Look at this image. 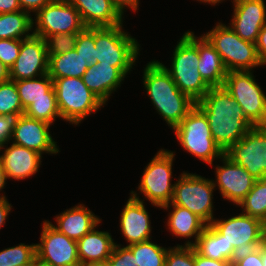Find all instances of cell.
Instances as JSON below:
<instances>
[{"label":"cell","mask_w":266,"mask_h":266,"mask_svg":"<svg viewBox=\"0 0 266 266\" xmlns=\"http://www.w3.org/2000/svg\"><path fill=\"white\" fill-rule=\"evenodd\" d=\"M196 105L206 115L212 137L224 153L254 127L224 86L211 87Z\"/></svg>","instance_id":"cell-1"},{"label":"cell","mask_w":266,"mask_h":266,"mask_svg":"<svg viewBox=\"0 0 266 266\" xmlns=\"http://www.w3.org/2000/svg\"><path fill=\"white\" fill-rule=\"evenodd\" d=\"M143 84L153 106L172 129L196 105V102L180 91L159 61L153 60L146 65Z\"/></svg>","instance_id":"cell-2"},{"label":"cell","mask_w":266,"mask_h":266,"mask_svg":"<svg viewBox=\"0 0 266 266\" xmlns=\"http://www.w3.org/2000/svg\"><path fill=\"white\" fill-rule=\"evenodd\" d=\"M172 65L167 68L180 91L188 95L194 102L200 101L211 86L203 79L199 70L198 37L191 31L183 34L174 48Z\"/></svg>","instance_id":"cell-3"},{"label":"cell","mask_w":266,"mask_h":266,"mask_svg":"<svg viewBox=\"0 0 266 266\" xmlns=\"http://www.w3.org/2000/svg\"><path fill=\"white\" fill-rule=\"evenodd\" d=\"M95 27L96 63L117 67L125 76L131 71L139 55V44L122 28Z\"/></svg>","instance_id":"cell-4"},{"label":"cell","mask_w":266,"mask_h":266,"mask_svg":"<svg viewBox=\"0 0 266 266\" xmlns=\"http://www.w3.org/2000/svg\"><path fill=\"white\" fill-rule=\"evenodd\" d=\"M204 36L220 54L227 71H252V68L264 66L256 44L240 38L230 26L218 22Z\"/></svg>","instance_id":"cell-5"},{"label":"cell","mask_w":266,"mask_h":266,"mask_svg":"<svg viewBox=\"0 0 266 266\" xmlns=\"http://www.w3.org/2000/svg\"><path fill=\"white\" fill-rule=\"evenodd\" d=\"M61 118L78 125L105 104L82 81V78H52Z\"/></svg>","instance_id":"cell-6"},{"label":"cell","mask_w":266,"mask_h":266,"mask_svg":"<svg viewBox=\"0 0 266 266\" xmlns=\"http://www.w3.org/2000/svg\"><path fill=\"white\" fill-rule=\"evenodd\" d=\"M173 130L187 152L210 165L214 159H220L224 155L212 137L206 115L197 105Z\"/></svg>","instance_id":"cell-7"},{"label":"cell","mask_w":266,"mask_h":266,"mask_svg":"<svg viewBox=\"0 0 266 266\" xmlns=\"http://www.w3.org/2000/svg\"><path fill=\"white\" fill-rule=\"evenodd\" d=\"M210 224L224 236L230 262L238 253L258 247L264 240L265 223L244 213L229 219H214Z\"/></svg>","instance_id":"cell-8"},{"label":"cell","mask_w":266,"mask_h":266,"mask_svg":"<svg viewBox=\"0 0 266 266\" xmlns=\"http://www.w3.org/2000/svg\"><path fill=\"white\" fill-rule=\"evenodd\" d=\"M174 154L160 149L145 167L138 186L144 198L157 208L171 203L173 199L175 184L171 183V176Z\"/></svg>","instance_id":"cell-9"},{"label":"cell","mask_w":266,"mask_h":266,"mask_svg":"<svg viewBox=\"0 0 266 266\" xmlns=\"http://www.w3.org/2000/svg\"><path fill=\"white\" fill-rule=\"evenodd\" d=\"M223 86L254 126H266V95L251 71H228Z\"/></svg>","instance_id":"cell-10"},{"label":"cell","mask_w":266,"mask_h":266,"mask_svg":"<svg viewBox=\"0 0 266 266\" xmlns=\"http://www.w3.org/2000/svg\"><path fill=\"white\" fill-rule=\"evenodd\" d=\"M174 184L172 204L188 209L207 224L215 219L213 218L212 202L215 186L211 179L183 172Z\"/></svg>","instance_id":"cell-11"},{"label":"cell","mask_w":266,"mask_h":266,"mask_svg":"<svg viewBox=\"0 0 266 266\" xmlns=\"http://www.w3.org/2000/svg\"><path fill=\"white\" fill-rule=\"evenodd\" d=\"M33 34L42 38L62 33H80L84 25L80 13L68 0H53L36 14Z\"/></svg>","instance_id":"cell-12"},{"label":"cell","mask_w":266,"mask_h":266,"mask_svg":"<svg viewBox=\"0 0 266 266\" xmlns=\"http://www.w3.org/2000/svg\"><path fill=\"white\" fill-rule=\"evenodd\" d=\"M224 155L244 167L256 180L266 178V126L252 127Z\"/></svg>","instance_id":"cell-13"},{"label":"cell","mask_w":266,"mask_h":266,"mask_svg":"<svg viewBox=\"0 0 266 266\" xmlns=\"http://www.w3.org/2000/svg\"><path fill=\"white\" fill-rule=\"evenodd\" d=\"M41 243L36 244V257L50 266H80L77 241L55 229L50 221L43 222Z\"/></svg>","instance_id":"cell-14"},{"label":"cell","mask_w":266,"mask_h":266,"mask_svg":"<svg viewBox=\"0 0 266 266\" xmlns=\"http://www.w3.org/2000/svg\"><path fill=\"white\" fill-rule=\"evenodd\" d=\"M49 57L45 39L32 35L21 40L19 55L10 70V80H25L48 74Z\"/></svg>","instance_id":"cell-15"},{"label":"cell","mask_w":266,"mask_h":266,"mask_svg":"<svg viewBox=\"0 0 266 266\" xmlns=\"http://www.w3.org/2000/svg\"><path fill=\"white\" fill-rule=\"evenodd\" d=\"M220 159L224 165L216 167V181L212 182L215 187L218 186L222 198L238 205L252 189L256 179L227 156L223 155Z\"/></svg>","instance_id":"cell-16"},{"label":"cell","mask_w":266,"mask_h":266,"mask_svg":"<svg viewBox=\"0 0 266 266\" xmlns=\"http://www.w3.org/2000/svg\"><path fill=\"white\" fill-rule=\"evenodd\" d=\"M233 3L230 28L243 40L256 43L260 30L266 25L264 0H233Z\"/></svg>","instance_id":"cell-17"},{"label":"cell","mask_w":266,"mask_h":266,"mask_svg":"<svg viewBox=\"0 0 266 266\" xmlns=\"http://www.w3.org/2000/svg\"><path fill=\"white\" fill-rule=\"evenodd\" d=\"M49 129L50 124L23 114L17 121L11 140H14L13 144L26 147L41 155L45 152L56 154L60 151Z\"/></svg>","instance_id":"cell-18"},{"label":"cell","mask_w":266,"mask_h":266,"mask_svg":"<svg viewBox=\"0 0 266 266\" xmlns=\"http://www.w3.org/2000/svg\"><path fill=\"white\" fill-rule=\"evenodd\" d=\"M120 216V229L129 242L128 245L150 240L151 222L150 215L144 206V201L137 196L135 191H131Z\"/></svg>","instance_id":"cell-19"},{"label":"cell","mask_w":266,"mask_h":266,"mask_svg":"<svg viewBox=\"0 0 266 266\" xmlns=\"http://www.w3.org/2000/svg\"><path fill=\"white\" fill-rule=\"evenodd\" d=\"M80 13L86 27H114L124 17L112 0H68Z\"/></svg>","instance_id":"cell-20"},{"label":"cell","mask_w":266,"mask_h":266,"mask_svg":"<svg viewBox=\"0 0 266 266\" xmlns=\"http://www.w3.org/2000/svg\"><path fill=\"white\" fill-rule=\"evenodd\" d=\"M0 156L7 179L18 181L33 176L38 171L42 159L38 152L13 143L4 149Z\"/></svg>","instance_id":"cell-21"},{"label":"cell","mask_w":266,"mask_h":266,"mask_svg":"<svg viewBox=\"0 0 266 266\" xmlns=\"http://www.w3.org/2000/svg\"><path fill=\"white\" fill-rule=\"evenodd\" d=\"M55 218L57 225L52 224L53 227L75 241L101 223L100 218L83 204L67 209Z\"/></svg>","instance_id":"cell-22"},{"label":"cell","mask_w":266,"mask_h":266,"mask_svg":"<svg viewBox=\"0 0 266 266\" xmlns=\"http://www.w3.org/2000/svg\"><path fill=\"white\" fill-rule=\"evenodd\" d=\"M126 76L112 65H89L83 74L82 81L104 104L113 91L121 86Z\"/></svg>","instance_id":"cell-23"},{"label":"cell","mask_w":266,"mask_h":266,"mask_svg":"<svg viewBox=\"0 0 266 266\" xmlns=\"http://www.w3.org/2000/svg\"><path fill=\"white\" fill-rule=\"evenodd\" d=\"M93 228L77 241L80 264L105 263L112 254L115 242L109 232Z\"/></svg>","instance_id":"cell-24"},{"label":"cell","mask_w":266,"mask_h":266,"mask_svg":"<svg viewBox=\"0 0 266 266\" xmlns=\"http://www.w3.org/2000/svg\"><path fill=\"white\" fill-rule=\"evenodd\" d=\"M171 206L173 210L168 215V229H170V232L177 237H185L189 239L195 237L194 242L188 240L184 243L185 246H194L208 224L198 215L178 205L168 203L160 208L168 210Z\"/></svg>","instance_id":"cell-25"},{"label":"cell","mask_w":266,"mask_h":266,"mask_svg":"<svg viewBox=\"0 0 266 266\" xmlns=\"http://www.w3.org/2000/svg\"><path fill=\"white\" fill-rule=\"evenodd\" d=\"M198 52V70L203 79L211 87L223 86L228 71L220 54L204 35L198 38Z\"/></svg>","instance_id":"cell-26"},{"label":"cell","mask_w":266,"mask_h":266,"mask_svg":"<svg viewBox=\"0 0 266 266\" xmlns=\"http://www.w3.org/2000/svg\"><path fill=\"white\" fill-rule=\"evenodd\" d=\"M48 57V75L51 78H81L89 67L87 61L80 54H77L75 49Z\"/></svg>","instance_id":"cell-27"},{"label":"cell","mask_w":266,"mask_h":266,"mask_svg":"<svg viewBox=\"0 0 266 266\" xmlns=\"http://www.w3.org/2000/svg\"><path fill=\"white\" fill-rule=\"evenodd\" d=\"M15 85L24 110L35 100L56 98L53 80L48 74L39 78L17 80Z\"/></svg>","instance_id":"cell-28"},{"label":"cell","mask_w":266,"mask_h":266,"mask_svg":"<svg viewBox=\"0 0 266 266\" xmlns=\"http://www.w3.org/2000/svg\"><path fill=\"white\" fill-rule=\"evenodd\" d=\"M33 21L31 14L25 11L0 14V39H27L33 33Z\"/></svg>","instance_id":"cell-29"},{"label":"cell","mask_w":266,"mask_h":266,"mask_svg":"<svg viewBox=\"0 0 266 266\" xmlns=\"http://www.w3.org/2000/svg\"><path fill=\"white\" fill-rule=\"evenodd\" d=\"M195 250L202 256L214 260H228V244L211 224H208L200 235Z\"/></svg>","instance_id":"cell-30"},{"label":"cell","mask_w":266,"mask_h":266,"mask_svg":"<svg viewBox=\"0 0 266 266\" xmlns=\"http://www.w3.org/2000/svg\"><path fill=\"white\" fill-rule=\"evenodd\" d=\"M242 213L266 222V178L256 180L252 189L238 204ZM244 211V212H243Z\"/></svg>","instance_id":"cell-31"},{"label":"cell","mask_w":266,"mask_h":266,"mask_svg":"<svg viewBox=\"0 0 266 266\" xmlns=\"http://www.w3.org/2000/svg\"><path fill=\"white\" fill-rule=\"evenodd\" d=\"M136 258L138 266H165L168 249L150 240L127 245Z\"/></svg>","instance_id":"cell-32"},{"label":"cell","mask_w":266,"mask_h":266,"mask_svg":"<svg viewBox=\"0 0 266 266\" xmlns=\"http://www.w3.org/2000/svg\"><path fill=\"white\" fill-rule=\"evenodd\" d=\"M36 258V244L20 243L14 247L0 251V266H17L32 263Z\"/></svg>","instance_id":"cell-33"},{"label":"cell","mask_w":266,"mask_h":266,"mask_svg":"<svg viewBox=\"0 0 266 266\" xmlns=\"http://www.w3.org/2000/svg\"><path fill=\"white\" fill-rule=\"evenodd\" d=\"M24 114L30 118L44 121L51 126L56 118H61L56 98L35 100Z\"/></svg>","instance_id":"cell-34"},{"label":"cell","mask_w":266,"mask_h":266,"mask_svg":"<svg viewBox=\"0 0 266 266\" xmlns=\"http://www.w3.org/2000/svg\"><path fill=\"white\" fill-rule=\"evenodd\" d=\"M24 112L15 81L8 80L0 83V115Z\"/></svg>","instance_id":"cell-35"},{"label":"cell","mask_w":266,"mask_h":266,"mask_svg":"<svg viewBox=\"0 0 266 266\" xmlns=\"http://www.w3.org/2000/svg\"><path fill=\"white\" fill-rule=\"evenodd\" d=\"M78 33H62L45 38L48 56L60 55L75 48Z\"/></svg>","instance_id":"cell-36"},{"label":"cell","mask_w":266,"mask_h":266,"mask_svg":"<svg viewBox=\"0 0 266 266\" xmlns=\"http://www.w3.org/2000/svg\"><path fill=\"white\" fill-rule=\"evenodd\" d=\"M89 65H95V27H86L78 33L77 42L74 48Z\"/></svg>","instance_id":"cell-37"},{"label":"cell","mask_w":266,"mask_h":266,"mask_svg":"<svg viewBox=\"0 0 266 266\" xmlns=\"http://www.w3.org/2000/svg\"><path fill=\"white\" fill-rule=\"evenodd\" d=\"M165 266H194V246L177 245L168 248Z\"/></svg>","instance_id":"cell-38"},{"label":"cell","mask_w":266,"mask_h":266,"mask_svg":"<svg viewBox=\"0 0 266 266\" xmlns=\"http://www.w3.org/2000/svg\"><path fill=\"white\" fill-rule=\"evenodd\" d=\"M21 40L0 39V60L9 69L14 65L20 51Z\"/></svg>","instance_id":"cell-39"},{"label":"cell","mask_w":266,"mask_h":266,"mask_svg":"<svg viewBox=\"0 0 266 266\" xmlns=\"http://www.w3.org/2000/svg\"><path fill=\"white\" fill-rule=\"evenodd\" d=\"M115 244L111 256L105 262L106 266H138L132 251L127 247Z\"/></svg>","instance_id":"cell-40"},{"label":"cell","mask_w":266,"mask_h":266,"mask_svg":"<svg viewBox=\"0 0 266 266\" xmlns=\"http://www.w3.org/2000/svg\"><path fill=\"white\" fill-rule=\"evenodd\" d=\"M24 113H8L0 115V151L10 142L17 121Z\"/></svg>","instance_id":"cell-41"},{"label":"cell","mask_w":266,"mask_h":266,"mask_svg":"<svg viewBox=\"0 0 266 266\" xmlns=\"http://www.w3.org/2000/svg\"><path fill=\"white\" fill-rule=\"evenodd\" d=\"M232 266H263L260 245L256 248L238 253L232 261Z\"/></svg>","instance_id":"cell-42"},{"label":"cell","mask_w":266,"mask_h":266,"mask_svg":"<svg viewBox=\"0 0 266 266\" xmlns=\"http://www.w3.org/2000/svg\"><path fill=\"white\" fill-rule=\"evenodd\" d=\"M194 266H232V262L207 258L200 255L194 248Z\"/></svg>","instance_id":"cell-43"},{"label":"cell","mask_w":266,"mask_h":266,"mask_svg":"<svg viewBox=\"0 0 266 266\" xmlns=\"http://www.w3.org/2000/svg\"><path fill=\"white\" fill-rule=\"evenodd\" d=\"M21 10L31 13H37L41 8H43L48 3L52 2L53 0H18Z\"/></svg>","instance_id":"cell-44"},{"label":"cell","mask_w":266,"mask_h":266,"mask_svg":"<svg viewBox=\"0 0 266 266\" xmlns=\"http://www.w3.org/2000/svg\"><path fill=\"white\" fill-rule=\"evenodd\" d=\"M256 44L257 54L260 60L266 65V25L259 32Z\"/></svg>","instance_id":"cell-45"},{"label":"cell","mask_w":266,"mask_h":266,"mask_svg":"<svg viewBox=\"0 0 266 266\" xmlns=\"http://www.w3.org/2000/svg\"><path fill=\"white\" fill-rule=\"evenodd\" d=\"M20 10L21 7L18 0H0V14L13 13Z\"/></svg>","instance_id":"cell-46"},{"label":"cell","mask_w":266,"mask_h":266,"mask_svg":"<svg viewBox=\"0 0 266 266\" xmlns=\"http://www.w3.org/2000/svg\"><path fill=\"white\" fill-rule=\"evenodd\" d=\"M112 1L122 14H124L123 11L124 9H126L125 7H128L130 8V10L132 9L134 12H136L140 2V0H112Z\"/></svg>","instance_id":"cell-47"},{"label":"cell","mask_w":266,"mask_h":266,"mask_svg":"<svg viewBox=\"0 0 266 266\" xmlns=\"http://www.w3.org/2000/svg\"><path fill=\"white\" fill-rule=\"evenodd\" d=\"M12 209L11 204L5 198H0V228L5 225V221Z\"/></svg>","instance_id":"cell-48"},{"label":"cell","mask_w":266,"mask_h":266,"mask_svg":"<svg viewBox=\"0 0 266 266\" xmlns=\"http://www.w3.org/2000/svg\"><path fill=\"white\" fill-rule=\"evenodd\" d=\"M10 80V70L0 60V83Z\"/></svg>","instance_id":"cell-49"},{"label":"cell","mask_w":266,"mask_h":266,"mask_svg":"<svg viewBox=\"0 0 266 266\" xmlns=\"http://www.w3.org/2000/svg\"><path fill=\"white\" fill-rule=\"evenodd\" d=\"M6 180H7L6 172L3 167L2 159L0 156V191H2L3 188H5ZM0 198H5V195H1Z\"/></svg>","instance_id":"cell-50"},{"label":"cell","mask_w":266,"mask_h":266,"mask_svg":"<svg viewBox=\"0 0 266 266\" xmlns=\"http://www.w3.org/2000/svg\"><path fill=\"white\" fill-rule=\"evenodd\" d=\"M261 259L263 266H266V240L264 239L260 245Z\"/></svg>","instance_id":"cell-51"},{"label":"cell","mask_w":266,"mask_h":266,"mask_svg":"<svg viewBox=\"0 0 266 266\" xmlns=\"http://www.w3.org/2000/svg\"><path fill=\"white\" fill-rule=\"evenodd\" d=\"M30 266H50L47 263L42 262L37 257L32 261Z\"/></svg>","instance_id":"cell-52"},{"label":"cell","mask_w":266,"mask_h":266,"mask_svg":"<svg viewBox=\"0 0 266 266\" xmlns=\"http://www.w3.org/2000/svg\"><path fill=\"white\" fill-rule=\"evenodd\" d=\"M197 1H200V2H204V3H208L210 5H215L217 3H220L222 2L223 0H197Z\"/></svg>","instance_id":"cell-53"},{"label":"cell","mask_w":266,"mask_h":266,"mask_svg":"<svg viewBox=\"0 0 266 266\" xmlns=\"http://www.w3.org/2000/svg\"><path fill=\"white\" fill-rule=\"evenodd\" d=\"M80 266H106L105 263H92V264H83Z\"/></svg>","instance_id":"cell-54"},{"label":"cell","mask_w":266,"mask_h":266,"mask_svg":"<svg viewBox=\"0 0 266 266\" xmlns=\"http://www.w3.org/2000/svg\"><path fill=\"white\" fill-rule=\"evenodd\" d=\"M31 263H25V264H20V265H17V266H30Z\"/></svg>","instance_id":"cell-55"},{"label":"cell","mask_w":266,"mask_h":266,"mask_svg":"<svg viewBox=\"0 0 266 266\" xmlns=\"http://www.w3.org/2000/svg\"><path fill=\"white\" fill-rule=\"evenodd\" d=\"M264 239L266 240V226H265V234H264Z\"/></svg>","instance_id":"cell-56"}]
</instances>
